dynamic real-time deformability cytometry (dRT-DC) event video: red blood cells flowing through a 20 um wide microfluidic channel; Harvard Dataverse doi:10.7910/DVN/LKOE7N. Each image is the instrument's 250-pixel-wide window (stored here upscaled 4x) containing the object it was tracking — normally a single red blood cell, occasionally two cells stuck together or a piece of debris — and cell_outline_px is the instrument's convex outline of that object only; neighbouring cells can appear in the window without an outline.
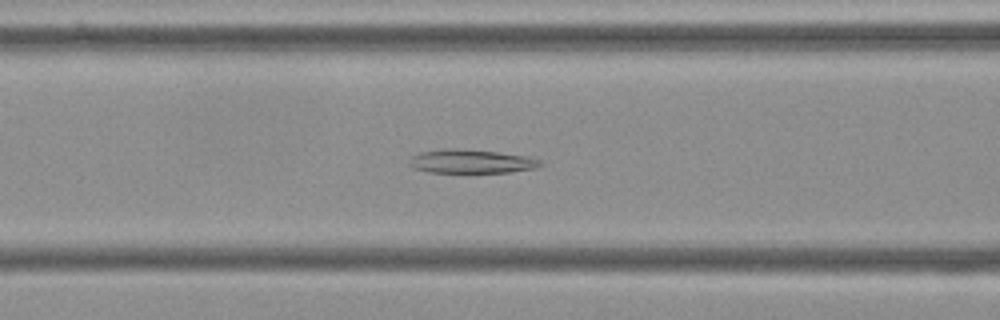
{"species": "Egyptian fruit bat (a non-hibernating species)", "species_latin": "Rousettus aegyptiacus", "temperature_condition": "cold", "stored_images_in_passage": 54, "camera_frame_rate_fps": 3000, "um_per_image_px": 0.085, "frame": {"image": 1, "passage_image": 21, "time_ms": 6.667, "image_size_px": [1000, 320], "cell_outline_px": [[544, 164], [536, 168], [508, 172], [428, 172], [412, 168], [408, 164], [408, 160], [412, 156], [420, 152], [448, 148], [452, 148], [496, 152], [528, 156], [540, 160]], "centroid_in_image_um": [40.03, 13.72], "position_along_channel_um": 126.6, "area_um2": 18.09}}
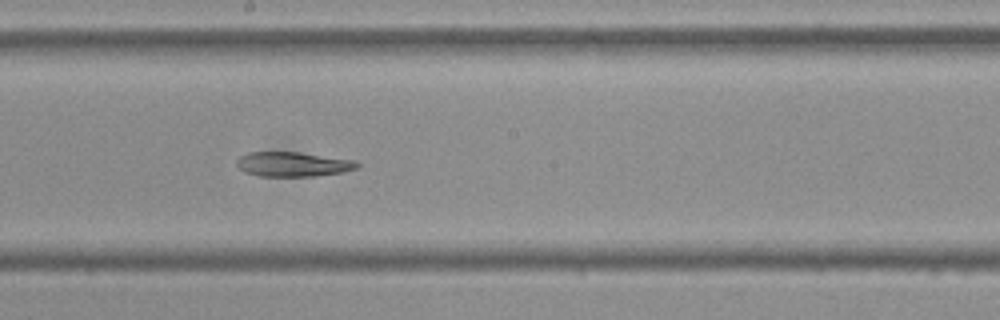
{"frame": {"image": 2, "passage_image": 29, "time_ms": 9.333, "image_size_px": [1000, 320], "cell_outline_px": [[360, 168], [340, 172], [316, 176], [260, 176], [244, 172], [236, 164], [236, 160], [240, 156], [248, 152], [300, 152], [356, 160], [360, 164]], "centroid_in_image_um": [24.92, 13.95], "position_along_channel_um": 223.3, "area_um2": 17.4}}
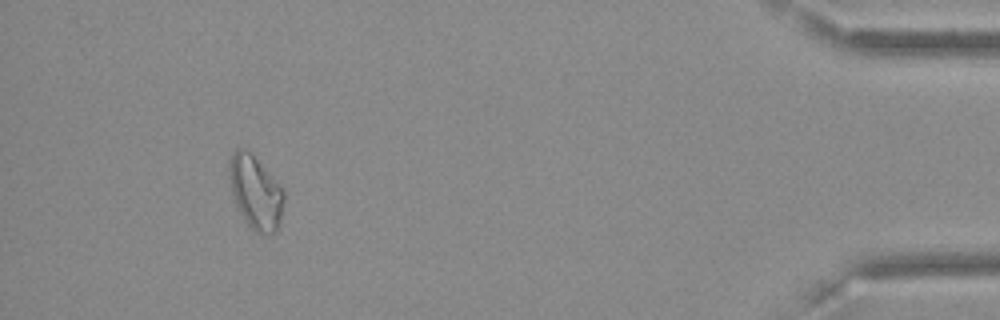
{"frame": {"image": 3, "passage_image": 50, "time_ms": 16.333, "image_size_px": [1000, 320], "cell_outline_px": [[284, 200], [280, 224], [276, 232], [256, 232], [244, 220], [236, 204], [232, 192], [228, 176], [228, 164], [232, 152], [236, 148], [244, 148], [252, 152], [276, 180], [284, 192]], "centroid_in_image_um": [21.71, 16.29], "position_along_channel_um": 413.5, "area_um2": 23.47}}